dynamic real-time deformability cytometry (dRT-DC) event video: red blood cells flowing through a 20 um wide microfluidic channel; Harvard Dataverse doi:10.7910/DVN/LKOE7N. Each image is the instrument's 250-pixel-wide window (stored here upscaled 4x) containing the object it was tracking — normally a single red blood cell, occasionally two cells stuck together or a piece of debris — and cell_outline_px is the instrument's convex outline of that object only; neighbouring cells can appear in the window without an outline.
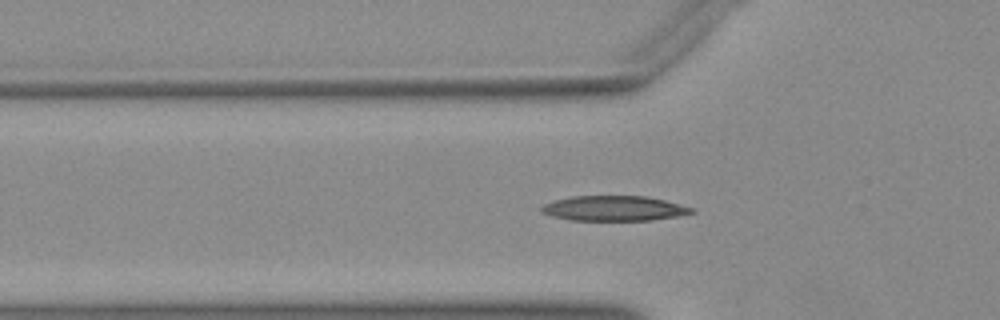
{"species": "Egyptian fruit bat (a non-hibernating species)", "species_latin": "Rousettus aegyptiacus", "temperature_condition": "warm", "stored_images_in_passage": 44, "camera_frame_rate_fps": 3000, "um_per_image_px": 0.085, "animal": {"sex": "female"}, "frame": {"image": 1, "passage_image": 9, "time_ms": 2.667, "image_size_px": [1000, 320], "cell_outline_px": [[696, 212], [676, 216], [652, 220], [568, 220], [552, 216], [544, 212], [540, 208], [544, 204], [556, 200], [572, 196], [644, 196], [664, 200], [692, 208]], "centroid_in_image_um": [52.18, 17.71], "position_along_channel_um": 73.6, "area_um2": 21.62}}
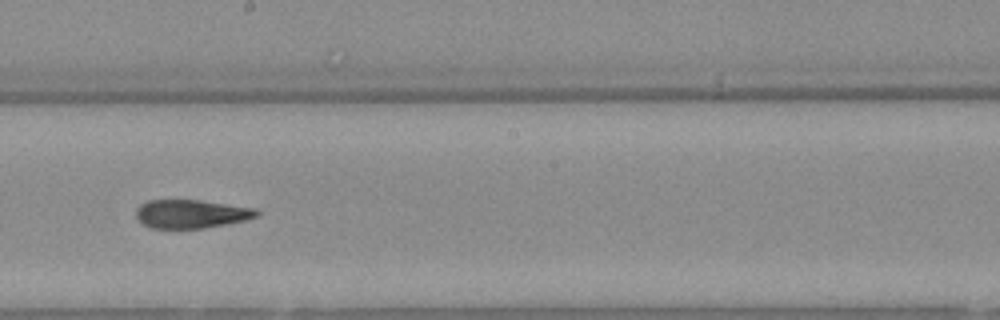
{"frame": {"image": 2, "passage_image": 21, "time_ms": 6.667, "image_size_px": [1000, 320], "cell_outline_px": [[260, 212], [256, 216], [244, 220], [228, 224], [204, 228], [148, 228], [136, 216], [136, 208], [140, 204], [148, 200], [200, 200], [256, 208]], "centroid_in_image_um": [16.24, 18.18], "position_along_channel_um": 232.0, "area_um2": 20.06}}
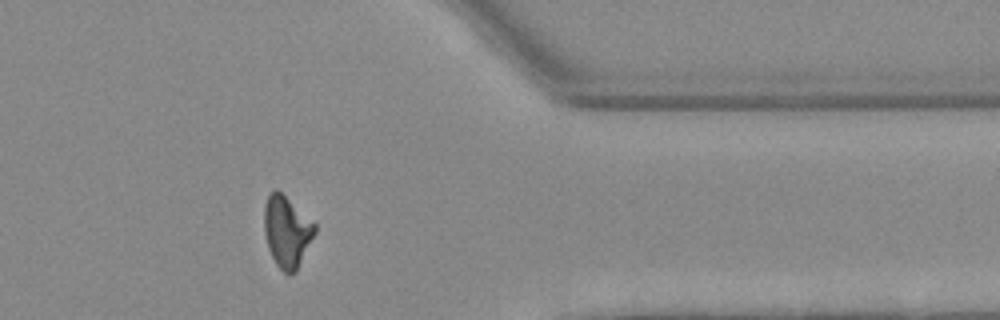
{"frame": {"image": 3, "passage_image": 34, "time_ms": 11.0, "image_size_px": [1000, 320], "cell_outline_px": [[316, 232], [296, 272], [288, 276], [276, 264], [268, 248], [264, 232], [264, 208], [268, 196], [276, 188], [316, 224]], "centroid_in_image_um": [24.38, 19.71], "position_along_channel_um": 387.0, "area_um2": 20.92}}